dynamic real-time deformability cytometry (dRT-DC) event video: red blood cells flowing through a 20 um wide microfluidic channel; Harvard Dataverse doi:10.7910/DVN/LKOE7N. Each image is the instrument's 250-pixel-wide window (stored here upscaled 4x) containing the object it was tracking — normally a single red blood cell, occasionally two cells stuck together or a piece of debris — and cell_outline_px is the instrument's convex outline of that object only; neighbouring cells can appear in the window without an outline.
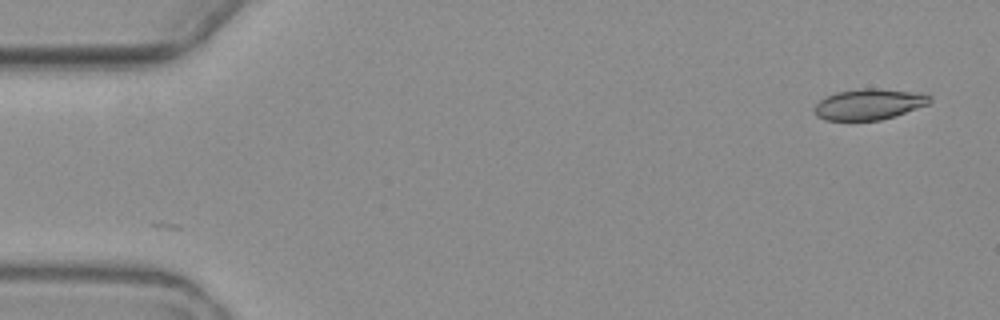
{"species": "common noctule bat (a hibernating species)", "species_latin": "Nyctalus noctula", "temperature_condition": "warm", "stored_images_in_passage": 2, "camera_frame_rate_fps": 3000, "um_per_image_px": 0.085, "animal": {"sex": "female", "body_mass_g": 19.3, "forearm_length_mm": 54.1}, "frame": {"image": 1, "passage_image": 2, "time_ms": 1.0, "image_size_px": [1000, 320], "cell_outline_px": [[932, 100], [928, 104], [896, 116], [880, 120], [824, 120], [816, 116], [812, 108], [820, 100], [836, 92], [860, 88], [876, 88], [924, 92], [932, 96]], "centroid_in_image_um": [73.9, 8.85], "position_along_channel_um": 11.1, "area_um2": 21.1}}